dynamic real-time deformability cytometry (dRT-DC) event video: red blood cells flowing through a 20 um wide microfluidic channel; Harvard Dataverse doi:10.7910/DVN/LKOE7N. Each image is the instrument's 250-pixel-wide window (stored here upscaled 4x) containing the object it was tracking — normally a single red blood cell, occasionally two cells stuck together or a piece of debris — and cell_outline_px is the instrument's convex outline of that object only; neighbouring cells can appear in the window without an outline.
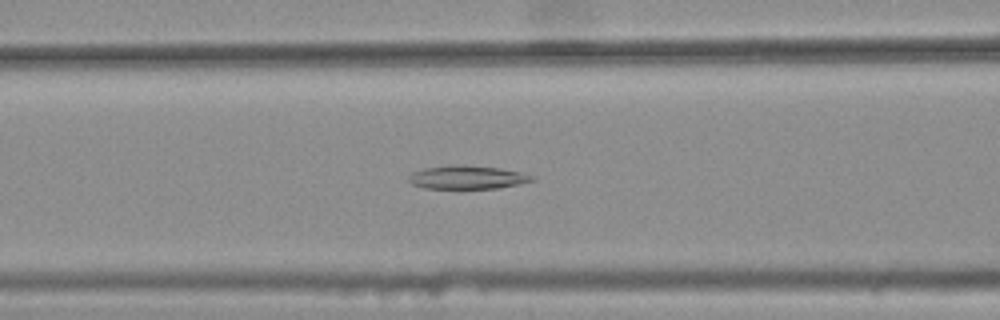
{"species": "common noctule bat (a hibernating species)", "species_latin": "Nyctalus noctula", "temperature_condition": "warm", "stored_images_in_passage": 34, "camera_frame_rate_fps": 3000, "um_per_image_px": 0.085, "animal": {"sex": "female", "body_mass_g": 25.1}, "frame": {"image": 1, "passage_image": 10, "time_ms": 3.0, "image_size_px": [1000, 320], "cell_outline_px": [[536, 180], [520, 184], [500, 188], [424, 188], [412, 184], [408, 180], [408, 176], [412, 172], [424, 168], [500, 168], [520, 172], [536, 176]], "centroid_in_image_um": [39.79, 15.13], "position_along_channel_um": 126.8, "area_um2": 15.84}}
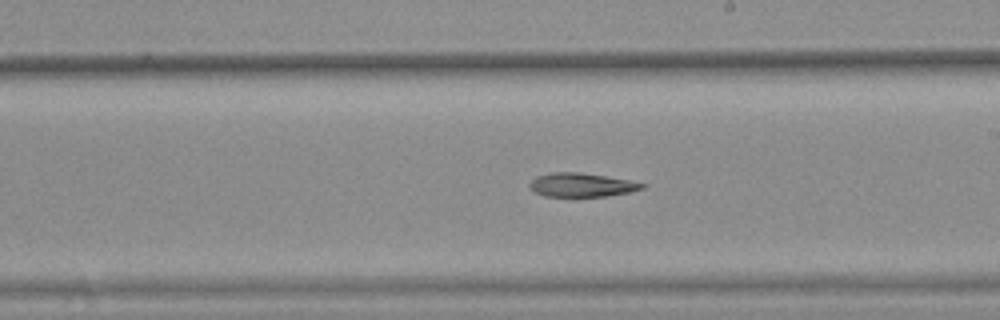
{"frame": {"image": 2, "passage_image": 19, "time_ms": 6.0, "image_size_px": [1000, 320], "cell_outline_px": [[648, 184], [644, 188], [628, 192], [608, 196], [544, 196], [536, 192], [528, 184], [536, 176], [552, 172], [580, 172], [628, 180]], "centroid_in_image_um": [49.44, 15.71], "position_along_channel_um": 239.6, "area_um2": 15.43}}
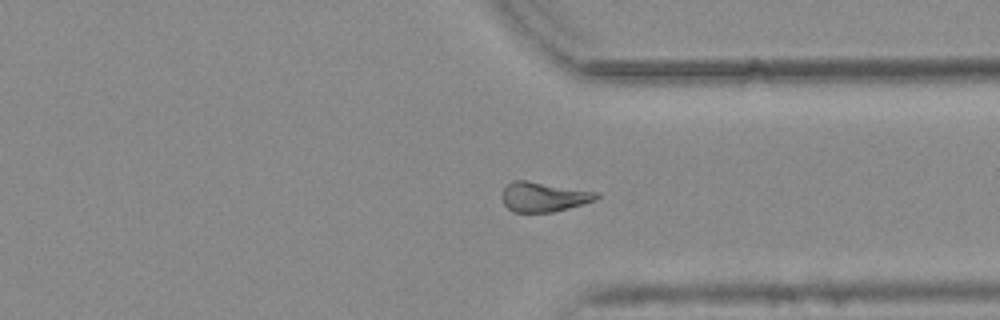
{"frame": {"image": 3, "passage_image": 29, "time_ms": 9.333, "image_size_px": [1000, 320], "cell_outline_px": [[600, 196], [596, 200], [584, 204], [552, 212], [512, 212], [504, 204], [504, 188], [512, 180], [528, 180], [600, 192]], "centroid_in_image_um": [46.27, 16.72], "position_along_channel_um": 365.1, "area_um2": 16.42}}